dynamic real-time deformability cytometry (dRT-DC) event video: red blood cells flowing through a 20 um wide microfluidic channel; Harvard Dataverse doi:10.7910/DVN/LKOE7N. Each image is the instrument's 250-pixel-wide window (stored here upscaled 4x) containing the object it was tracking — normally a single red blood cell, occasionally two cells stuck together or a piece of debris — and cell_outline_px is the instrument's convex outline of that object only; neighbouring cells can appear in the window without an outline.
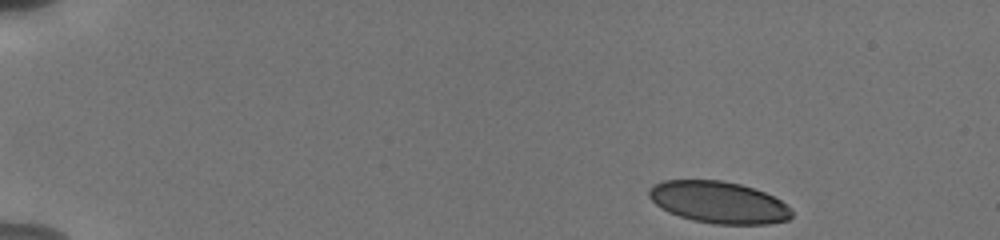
{"species": "human", "species_latin": "Homo sapiens", "temperature_condition": "cold", "stored_images_in_passage": 49, "camera_frame_rate_fps": 3000, "um_per_image_px": 0.085, "donor": {"sex": "male"}, "frame": {"image": 1, "passage_image": 1, "time_ms": 0.0, "image_size_px": [1000, 240], "cell_outline_px": [[792, 216], [788, 220], [768, 224], [716, 224], [692, 220], [668, 212], [656, 204], [648, 196], [648, 192], [652, 184], [664, 180], [720, 180], [740, 184], [764, 192], [788, 204], [792, 208]], "centroid_in_image_um": [61.09, 17.2], "position_along_channel_um": 23.9, "area_um2": 34.85}}
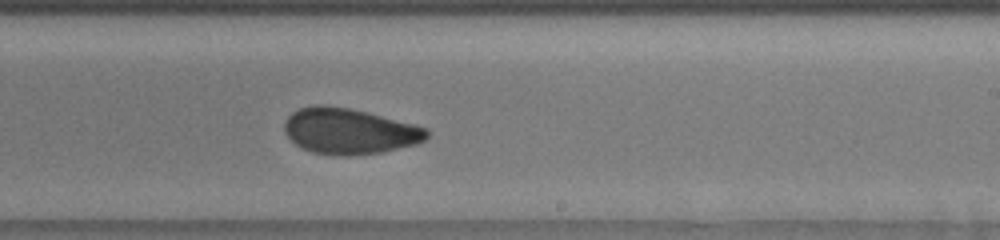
{"frame": {"image": 2, "passage_image": 29, "time_ms": 9.333, "image_size_px": [1000, 240], "cell_outline_px": [[428, 136], [424, 140], [416, 144], [380, 152], [348, 156], [336, 156], [312, 152], [296, 144], [284, 132], [284, 124], [288, 116], [292, 112], [300, 108], [316, 104], [324, 104], [348, 108], [416, 124], [428, 128]], "centroid_in_image_um": [29.68, 11.15], "position_along_channel_um": 259.3, "area_um2": 37.92}}
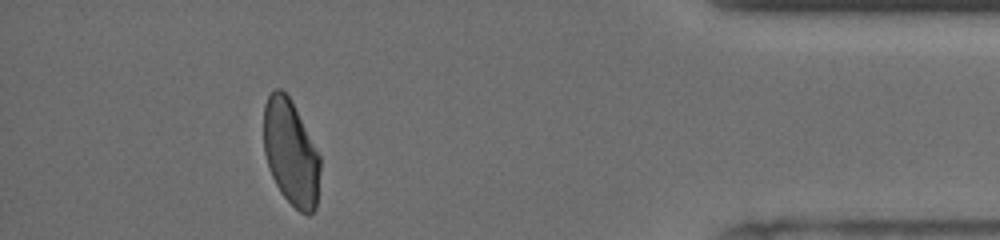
{"frame": {"image": 3, "passage_image": 44, "time_ms": 14.333, "image_size_px": [1000, 240], "cell_outline_px": [[320, 168], [316, 208], [308, 216], [300, 212], [280, 192], [268, 168], [264, 152], [264, 104], [268, 96], [276, 88], [280, 88], [288, 96], [320, 156]], "centroid_in_image_um": [24.71, 13.01], "position_along_channel_um": 410.5, "area_um2": 34.28}, "authors_computed_cell_mechanics": {"area_um2": 37.3966, "velocity_mm_per_s": 3.7965, "shape_relaxation_time_tau1_ms": 8.0002, "shape_relaxation_time_tau2_ms": 1.8194, "deformation_change_tau1": 0.1803, "deformation_change_tau2": 0.0681}}